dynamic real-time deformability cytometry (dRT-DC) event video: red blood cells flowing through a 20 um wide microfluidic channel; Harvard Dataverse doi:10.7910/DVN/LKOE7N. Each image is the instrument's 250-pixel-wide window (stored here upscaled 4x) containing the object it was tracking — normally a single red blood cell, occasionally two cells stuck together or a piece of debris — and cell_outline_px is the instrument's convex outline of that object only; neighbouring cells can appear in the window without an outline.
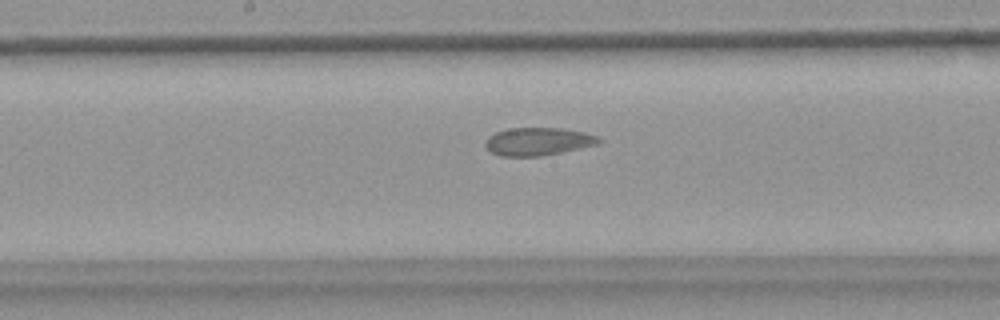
{"species": "common noctule bat (a hibernating species)", "species_latin": "Nyctalus noctula", "temperature_condition": "warm", "stored_images_in_passage": 53, "camera_frame_rate_fps": 3000, "um_per_image_px": 0.085, "animal": {"sex": "female", "body_mass_g": 18.4}, "frame": {"image": 1, "passage_image": 28, "time_ms": 9.0, "image_size_px": [1000, 320], "cell_outline_px": [[604, 140], [600, 144], [540, 156], [500, 156], [492, 152], [484, 144], [488, 136], [496, 132], [508, 128], [564, 128], [584, 132], [596, 136]], "centroid_in_image_um": [45.75, 12.02], "position_along_channel_um": 202.4, "area_um2": 18.44}}
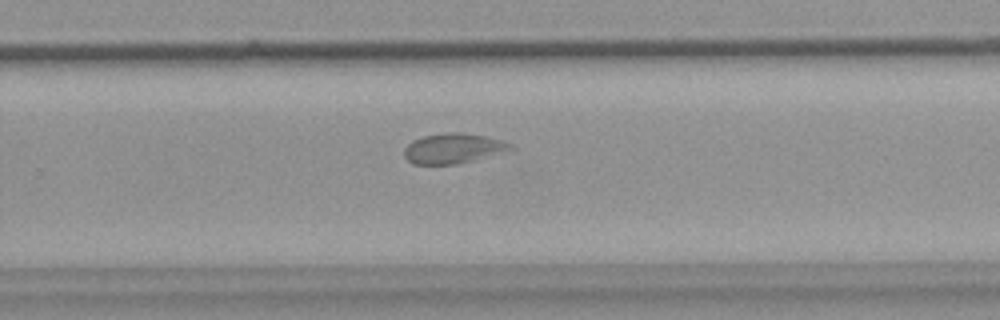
{"frame": {"image": 2, "passage_image": 35, "time_ms": 11.333, "image_size_px": [1000, 320], "cell_outline_px": [[516, 148], [512, 152], [456, 164], [412, 164], [404, 156], [404, 148], [412, 140], [424, 136], [452, 132], [460, 132], [484, 136], [500, 140], [512, 144]], "centroid_in_image_um": [38.6, 12.63], "position_along_channel_um": 291.2, "area_um2": 18.9}}
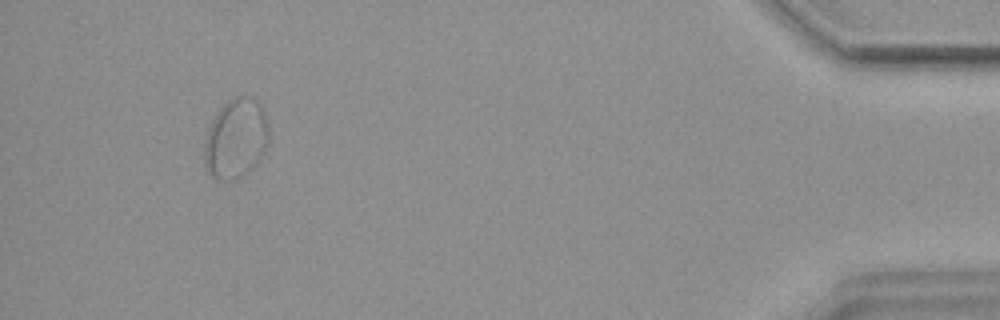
{"frame": {"image": 3, "passage_image": 50, "time_ms": 16.333, "image_size_px": [1000, 320], "cell_outline_px": [[268, 140], [260, 156], [252, 168], [248, 172], [232, 180], [216, 180], [208, 172], [204, 160], [204, 140], [208, 128], [216, 112], [228, 100], [236, 96], [244, 96], [256, 100], [264, 108], [268, 124]], "centroid_in_image_um": [20.02, 11.76], "position_along_channel_um": 415.2, "area_um2": 29.88}, "authors_computed_cell_mechanics": {"area_um2": 21.3282, "velocity_mm_per_s": 3.8186, "shape_relaxation_time_tau1_ms": null, "shape_relaxation_time_tau2_ms": 1.571, "deformation_change_tau1": null, "deformation_change_tau2": 0.0624}}